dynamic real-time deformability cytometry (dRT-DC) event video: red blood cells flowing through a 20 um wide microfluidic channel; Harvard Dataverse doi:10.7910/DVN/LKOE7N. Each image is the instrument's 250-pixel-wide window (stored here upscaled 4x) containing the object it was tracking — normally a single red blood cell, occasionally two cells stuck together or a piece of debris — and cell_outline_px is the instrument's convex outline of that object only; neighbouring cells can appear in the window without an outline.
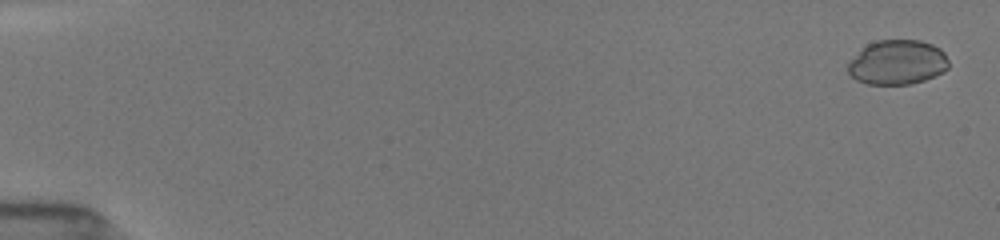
{"species": "common noctule bat (a hibernating species)", "species_latin": "Nyctalus noctula", "temperature_condition": "room temperature", "stored_images_in_passage": 32, "camera_frame_rate_fps": 3000, "um_per_image_px": 0.085, "animal": {"sex": "female", "body_mass_g": 19.5, "forearm_length_mm": 54.1}, "frame": {"image": 1, "passage_image": 2, "time_ms": 0.333, "image_size_px": [1000, 240], "cell_outline_px": [[948, 68], [944, 72], [924, 80], [912, 84], [868, 84], [856, 80], [848, 72], [848, 60], [868, 44], [876, 40], [920, 40], [932, 44], [940, 48], [944, 52], [948, 60]], "centroid_in_image_um": [76.28, 5.3], "position_along_channel_um": 8.7, "area_um2": 26.3}}
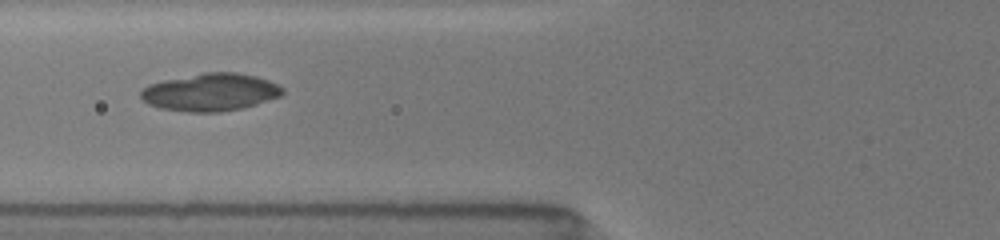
{"frame": {"image": 2, "passage_image": 14, "time_ms": 7.0, "image_size_px": [1000, 240], "cell_outline_px": [[284, 92], [280, 96], [240, 108], [216, 112], [188, 112], [160, 108], [148, 104], [140, 96], [140, 92], [148, 84], [164, 80], [204, 72], [236, 72], [256, 76], [268, 80], [284, 88]], "centroid_in_image_um": [17.86, 7.83], "position_along_channel_um": 107.9, "area_um2": 30.81}}
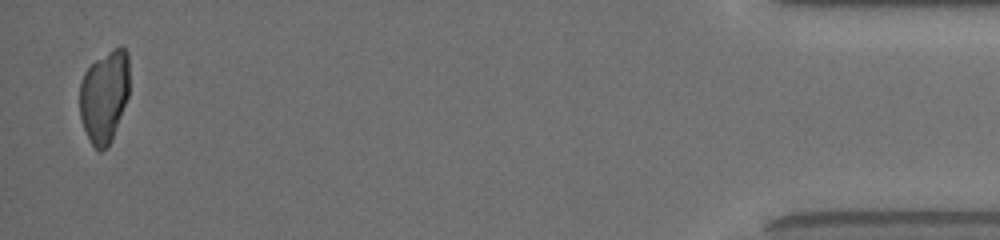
{"frame": {"image": 3, "passage_image": 32, "time_ms": 17.0, "image_size_px": [1000, 240], "cell_outline_px": [[128, 96], [112, 140], [108, 148], [100, 152], [92, 144], [84, 128], [80, 116], [80, 80], [84, 72], [96, 60], [112, 48], [120, 44], [128, 52]], "centroid_in_image_um": [8.87, 8.17], "position_along_channel_um": 426.3, "area_um2": 26.82}}